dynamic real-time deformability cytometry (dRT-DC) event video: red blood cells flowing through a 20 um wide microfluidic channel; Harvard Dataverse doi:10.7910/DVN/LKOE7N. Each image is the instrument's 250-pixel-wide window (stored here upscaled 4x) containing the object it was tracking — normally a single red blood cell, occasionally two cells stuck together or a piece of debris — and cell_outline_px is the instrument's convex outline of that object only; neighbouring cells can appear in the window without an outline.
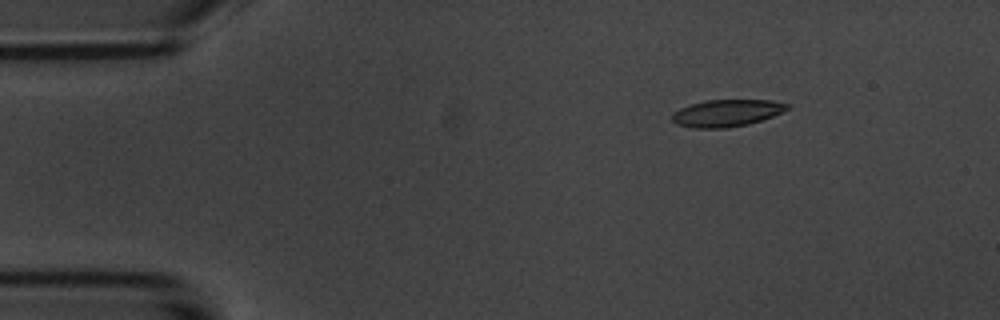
{"species": "common noctule bat (a hibernating species)", "species_latin": "Nyctalus noctula", "temperature_condition": "room temperature", "stored_images_in_passage": 6, "camera_frame_rate_fps": 3000, "um_per_image_px": 0.085, "animal": {"sex": "male", "body_mass_g": 20.1, "forearm_length_mm": 53.5}, "frame": {"image": 1, "passage_image": 3, "time_ms": 2.333, "image_size_px": [1000, 320], "cell_outline_px": [[792, 108], [772, 116], [748, 124], [728, 128], [692, 128], [676, 124], [672, 120], [672, 112], [680, 108], [704, 100], [772, 100], [788, 104]], "centroid_in_image_um": [61.76, 9.61], "position_along_channel_um": 23.2, "area_um2": 18.21}}
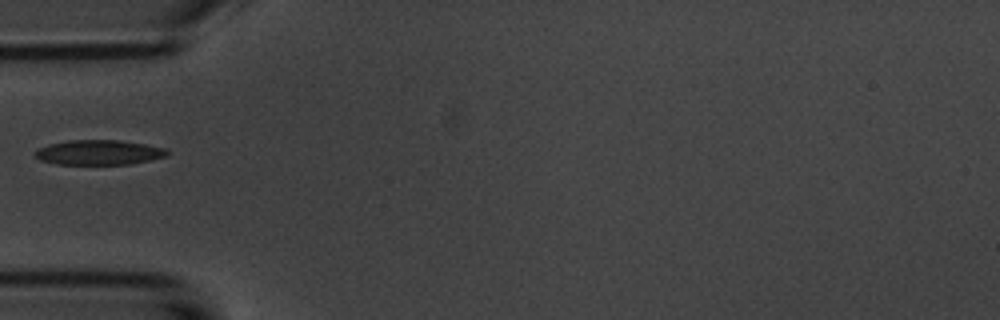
{"frame": {"image": 2, "passage_image": 5, "time_ms": 5.667, "image_size_px": [1000, 320], "cell_outline_px": [[168, 156], [152, 160], [132, 164], [56, 164], [40, 160], [32, 152], [36, 148], [48, 144], [68, 140], [120, 140], [144, 144], [164, 148], [168, 152]], "centroid_in_image_um": [8.37, 12.95], "position_along_channel_um": 76.6, "area_um2": 19.31}}